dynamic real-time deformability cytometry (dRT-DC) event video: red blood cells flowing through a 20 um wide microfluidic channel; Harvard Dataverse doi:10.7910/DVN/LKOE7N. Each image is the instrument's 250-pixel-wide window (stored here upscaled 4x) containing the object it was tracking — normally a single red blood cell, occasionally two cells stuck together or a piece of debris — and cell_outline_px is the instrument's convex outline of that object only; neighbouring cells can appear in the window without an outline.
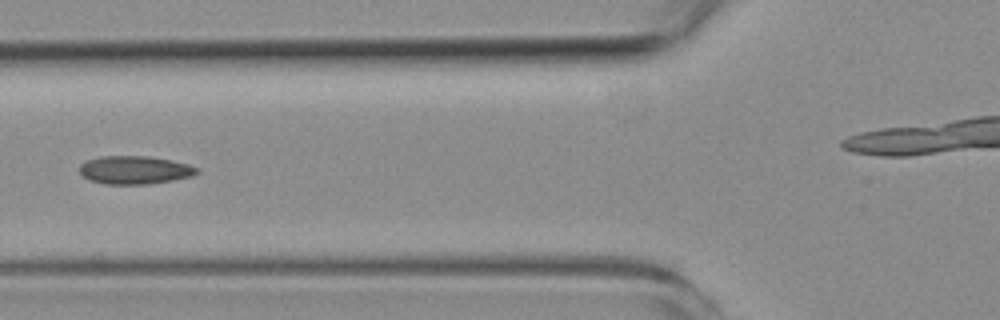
{"species": "common noctule bat (a hibernating species)", "species_latin": "Nyctalus noctula", "temperature_condition": "room temperature", "stored_images_in_passage": 7, "camera_frame_rate_fps": 3000, "um_per_image_px": 0.085, "animal": {"sex": "female", "body_mass_g": 19.3, "forearm_length_mm": 54.1}, "frame": {"image": 1, "passage_image": 6, "time_ms": 6.0, "image_size_px": [1000, 320], "cell_outline_px": [[200, 172], [192, 176], [172, 180], [148, 184], [104, 184], [88, 180], [80, 172], [80, 164], [84, 160], [100, 156], [148, 156], [172, 160], [188, 164], [200, 168]], "centroid_in_image_um": [11.45, 14.44], "position_along_channel_um": 114.4, "area_um2": 19.48}}
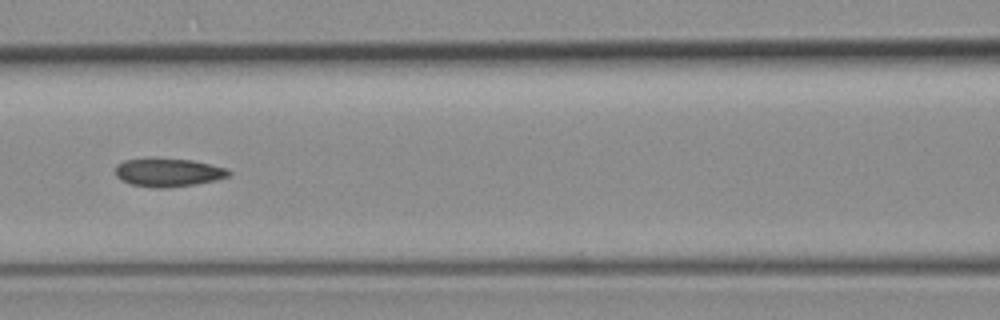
{"frame": {"image": 2, "passage_image": 7, "time_ms": 7.0, "image_size_px": [1000, 320], "cell_outline_px": [[232, 172], [228, 176], [216, 180], [196, 184], [168, 188], [152, 188], [128, 184], [120, 180], [116, 176], [116, 164], [124, 160], [156, 156], [192, 160], [228, 168]], "centroid_in_image_um": [14.26, 14.64], "position_along_channel_um": 152.3, "area_um2": 19.48}}